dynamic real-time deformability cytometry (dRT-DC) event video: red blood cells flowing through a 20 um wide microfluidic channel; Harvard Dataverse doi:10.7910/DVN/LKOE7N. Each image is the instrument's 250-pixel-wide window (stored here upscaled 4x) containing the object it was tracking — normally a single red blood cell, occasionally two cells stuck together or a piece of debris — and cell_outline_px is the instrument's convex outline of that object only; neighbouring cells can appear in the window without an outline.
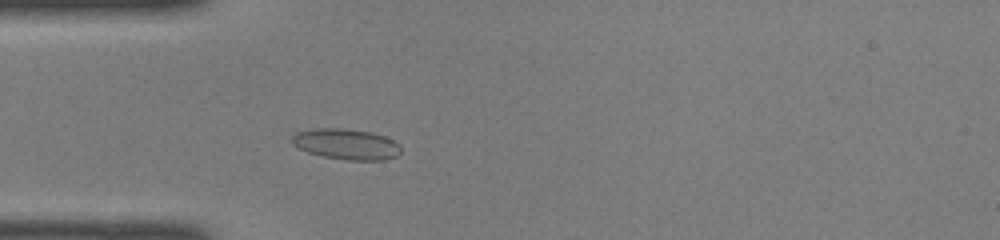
{"species": "common noctule bat (a hibernating species)", "species_latin": "Nyctalus noctula", "temperature_condition": "room temperature", "stored_images_in_passage": 40, "camera_frame_rate_fps": 3000, "um_per_image_px": 0.085, "animal": {"sex": "female", "body_mass_g": 22.0, "forearm_length_mm": 56.7}, "frame": {"image": 1, "passage_image": 7, "time_ms": 2.0, "image_size_px": [1000, 240], "cell_outline_px": [[400, 152], [392, 156], [372, 160], [356, 160], [328, 156], [312, 152], [300, 148], [296, 144], [296, 136], [300, 132], [364, 132], [380, 136], [396, 144]], "centroid_in_image_um": [29.52, 12.33], "position_along_channel_um": 55.5, "area_um2": 16.36}}
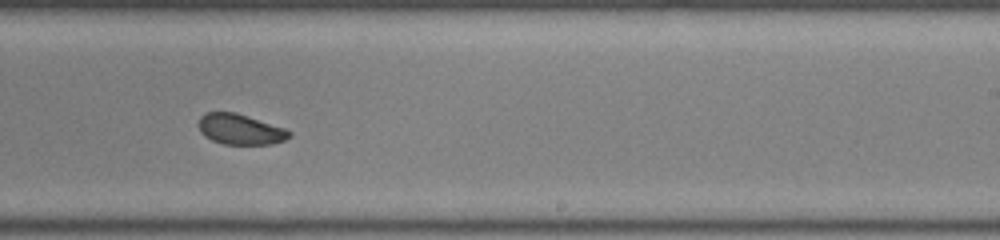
{"frame": {"image": 2, "passage_image": 22, "time_ms": 7.0, "image_size_px": [1000, 240], "cell_outline_px": [[288, 136], [280, 140], [264, 144], [228, 144], [212, 140], [200, 128], [200, 120], [208, 112], [232, 112], [280, 128], [288, 132]], "centroid_in_image_um": [20.34, 10.99], "position_along_channel_um": 268.7, "area_um2": 14.62}}
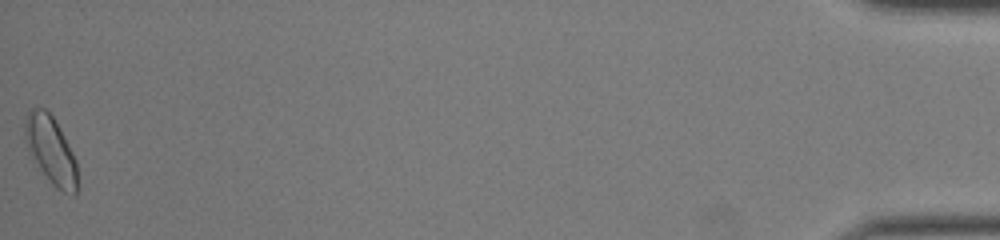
{"frame": {"image": 3, "passage_image": 40, "time_ms": 13.0, "image_size_px": [1000, 240], "cell_outline_px": [[76, 192], [60, 188], [44, 172], [32, 148], [32, 116], [48, 112], [52, 116], [76, 164]], "centroid_in_image_um": [4.53, 12.93], "position_along_channel_um": 430.7, "area_um2": 15.9}}